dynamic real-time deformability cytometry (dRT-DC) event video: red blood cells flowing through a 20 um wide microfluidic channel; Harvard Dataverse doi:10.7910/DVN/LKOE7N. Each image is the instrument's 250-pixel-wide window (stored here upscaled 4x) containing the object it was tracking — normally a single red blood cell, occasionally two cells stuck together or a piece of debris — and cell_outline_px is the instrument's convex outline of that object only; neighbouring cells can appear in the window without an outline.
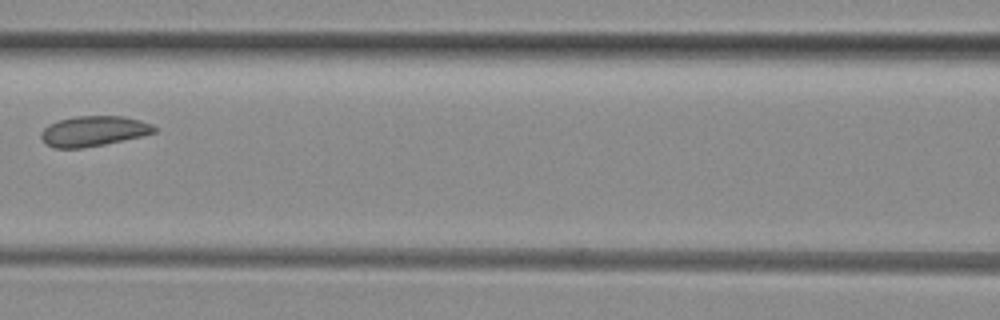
{"species": "common noctule bat (a hibernating species)", "species_latin": "Nyctalus noctula", "temperature_condition": "room temperature", "stored_images_in_passage": 7, "camera_frame_rate_fps": 3000, "um_per_image_px": 0.085, "animal": {"sex": "female", "body_mass_g": 29.2, "forearm_length_mm": 56.3}, "frame": {"image": 1, "passage_image": 6, "time_ms": 6.667, "image_size_px": [1000, 320], "cell_outline_px": [[156, 132], [124, 140], [84, 148], [52, 148], [44, 144], [40, 136], [40, 132], [48, 124], [60, 120], [76, 116], [124, 116], [140, 120], [152, 124], [156, 128]], "centroid_in_image_um": [7.91, 11.15], "position_along_channel_um": 158.7, "area_um2": 20.06}}
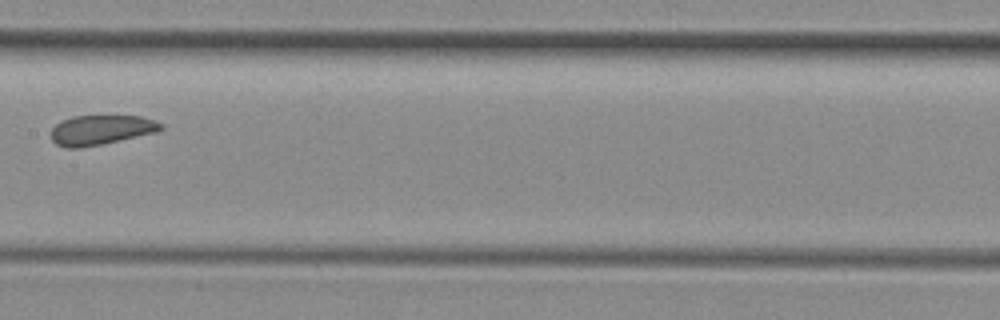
{"frame": {"image": 2, "passage_image": 7, "time_ms": 7.667, "image_size_px": [1000, 320], "cell_outline_px": [[164, 128], [156, 132], [100, 144], [80, 148], [68, 148], [56, 144], [52, 140], [52, 128], [60, 120], [72, 116], [140, 116], [164, 124]], "centroid_in_image_um": [8.56, 11.03], "position_along_channel_um": 198.8, "area_um2": 18.84}}